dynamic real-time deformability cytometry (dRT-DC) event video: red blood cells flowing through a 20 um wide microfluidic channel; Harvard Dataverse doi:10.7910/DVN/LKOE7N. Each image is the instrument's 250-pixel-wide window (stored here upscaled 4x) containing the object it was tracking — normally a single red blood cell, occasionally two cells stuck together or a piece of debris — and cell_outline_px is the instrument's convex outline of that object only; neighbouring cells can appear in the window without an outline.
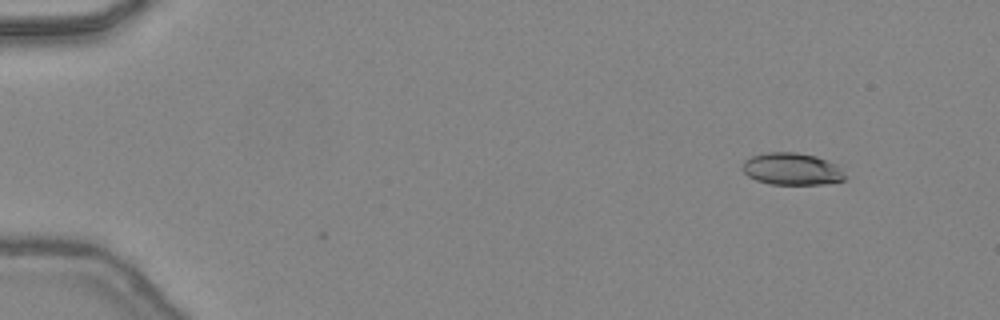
{"species": "common noctule bat (a hibernating species)", "species_latin": "Nyctalus noctula", "temperature_condition": "warm", "stored_images_in_passage": 3, "camera_frame_rate_fps": 3000, "um_per_image_px": 0.085, "animal": {"sex": "female", "body_mass_g": 24.6, "forearm_length_mm": 56.2}, "frame": {"image": 1, "passage_image": 2, "time_ms": 0.333, "image_size_px": [1000, 320], "cell_outline_px": [[844, 180], [824, 184], [768, 184], [756, 180], [748, 176], [744, 172], [744, 160], [752, 156], [768, 152], [796, 152], [816, 156], [836, 164], [840, 168], [844, 176]], "centroid_in_image_um": [67.3, 14.36], "position_along_channel_um": 17.7, "area_um2": 19.02}}